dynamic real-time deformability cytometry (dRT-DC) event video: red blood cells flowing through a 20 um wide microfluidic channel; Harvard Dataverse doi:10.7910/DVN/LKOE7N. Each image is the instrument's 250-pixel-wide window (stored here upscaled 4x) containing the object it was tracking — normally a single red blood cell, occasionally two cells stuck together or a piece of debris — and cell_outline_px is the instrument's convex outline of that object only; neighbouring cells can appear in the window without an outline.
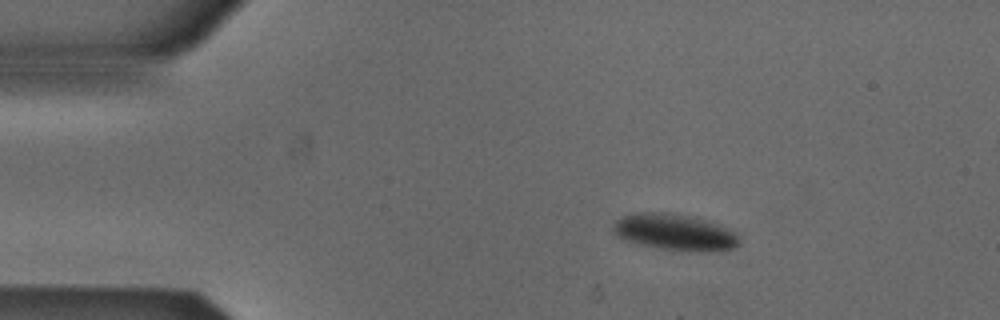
{"species": "Egyptian fruit bat (a non-hibernating species)", "species_latin": "Rousettus aegyptiacus", "temperature_condition": "cold", "stored_images_in_passage": 7, "camera_frame_rate_fps": 3000, "um_per_image_px": 0.085, "animal": {"sex": "male"}, "frame": {"image": 1, "passage_image": 2, "time_ms": 0.333, "image_size_px": [1000, 320], "cell_outline_px": [[740, 244], [732, 248], [716, 252], [680, 252], [640, 244], [624, 240], [616, 236], [612, 232], [612, 224], [616, 220], [624, 216], [640, 212], [660, 212], [684, 216], [712, 224], [724, 228], [732, 232], [740, 240]], "centroid_in_image_um": [57.27, 19.79], "position_along_channel_um": 27.7, "area_um2": 26.3}}
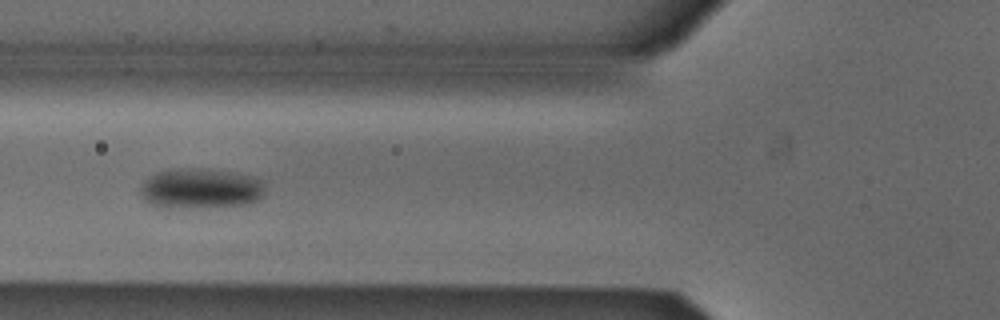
{"frame": {"image": 2, "passage_image": 5, "time_ms": 1.333, "image_size_px": [1000, 320], "cell_outline_px": [[264, 196], [260, 200], [248, 204], [176, 208], [168, 208], [148, 204], [140, 196], [140, 188], [144, 180], [148, 176], [156, 172], [180, 168], [200, 168], [228, 172], [248, 176], [260, 180], [264, 184]], "centroid_in_image_um": [16.99, 16.03], "position_along_channel_um": 108.8, "area_um2": 29.25}}
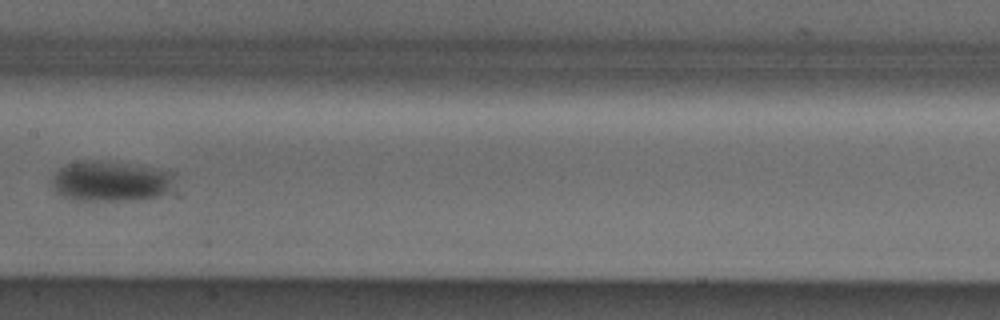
{"frame": {"image": 3, "passage_image": 7, "time_ms": 2.0, "image_size_px": [1000, 320], "cell_outline_px": [[176, 176], [172, 188], [168, 192], [160, 196], [140, 200], [72, 200], [56, 192], [52, 188], [52, 176], [60, 168], [68, 164], [88, 160], [168, 168], [176, 172]], "centroid_in_image_um": [9.51, 15.4], "position_along_channel_um": 197.9, "area_um2": 29.42}}